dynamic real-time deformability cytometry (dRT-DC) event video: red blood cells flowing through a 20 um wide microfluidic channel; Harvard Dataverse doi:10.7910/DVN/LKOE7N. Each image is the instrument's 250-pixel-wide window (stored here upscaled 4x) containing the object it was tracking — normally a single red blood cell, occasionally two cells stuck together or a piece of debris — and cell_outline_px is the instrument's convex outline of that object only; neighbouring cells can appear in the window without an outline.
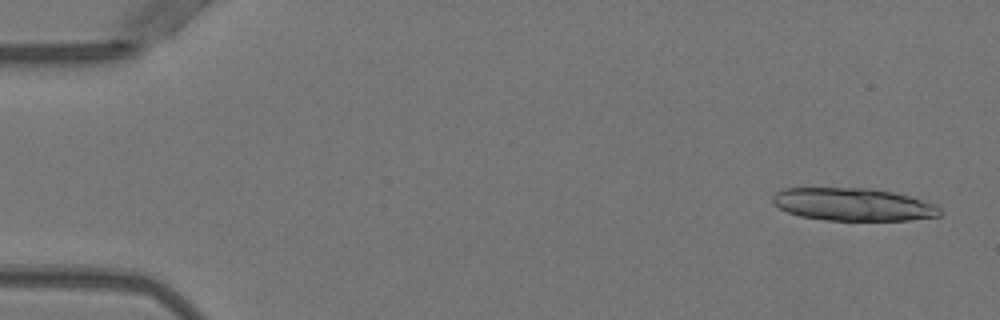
{"species": "Egyptian fruit bat (a non-hibernating species)", "species_latin": "Rousettus aegyptiacus", "temperature_condition": "warm", "stored_images_in_passage": 51, "camera_frame_rate_fps": 3000, "um_per_image_px": 0.085, "animal": {"sex": "female"}, "frame": {"image": 1, "passage_image": 2, "time_ms": 0.333, "image_size_px": [1000, 320], "cell_outline_px": [[940, 216], [908, 220], [824, 220], [800, 216], [788, 212], [772, 204], [772, 196], [776, 192], [784, 188], [868, 188], [892, 192], [908, 196], [936, 204], [940, 208]], "centroid_in_image_um": [72.49, 17.38], "position_along_channel_um": 12.5, "area_um2": 31.85}}
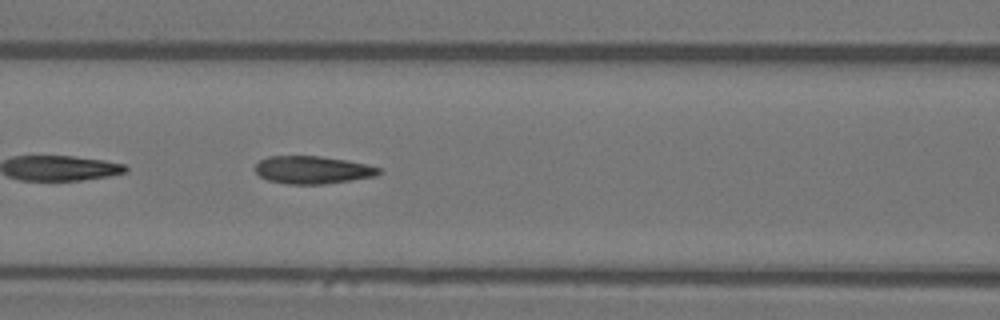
{"frame": {"image": 2, "passage_image": 22, "time_ms": 7.0, "image_size_px": [1000, 320], "cell_outline_px": [[384, 172], [376, 176], [352, 180], [324, 184], [288, 184], [268, 180], [260, 176], [252, 168], [260, 160], [268, 156], [320, 156], [348, 160], [368, 164], [380, 168]], "centroid_in_image_um": [26.59, 14.44], "position_along_channel_um": 140.0, "area_um2": 20.23}}
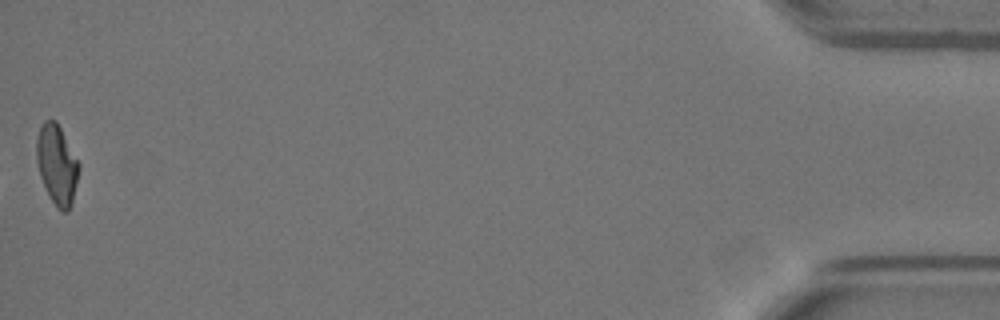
{"frame": {"image": 3, "passage_image": 51, "time_ms": 16.667, "image_size_px": [1000, 320], "cell_outline_px": [[80, 168], [72, 204], [68, 212], [60, 212], [56, 208], [40, 176], [36, 160], [36, 140], [40, 128], [44, 120], [56, 120], [80, 164]], "centroid_in_image_um": [4.85, 14.01], "position_along_channel_um": 430.4, "area_um2": 19.65}, "authors_computed_cell_mechanics": {"area_um2": 20.6346, "velocity_mm_per_s": 3.9729, "shape_relaxation_time_tau1_ms": 8.7607, "shape_relaxation_time_tau2_ms": 1.062, "deformation_change_tau1": 0.265, "deformation_change_tau2": 0.0818}}